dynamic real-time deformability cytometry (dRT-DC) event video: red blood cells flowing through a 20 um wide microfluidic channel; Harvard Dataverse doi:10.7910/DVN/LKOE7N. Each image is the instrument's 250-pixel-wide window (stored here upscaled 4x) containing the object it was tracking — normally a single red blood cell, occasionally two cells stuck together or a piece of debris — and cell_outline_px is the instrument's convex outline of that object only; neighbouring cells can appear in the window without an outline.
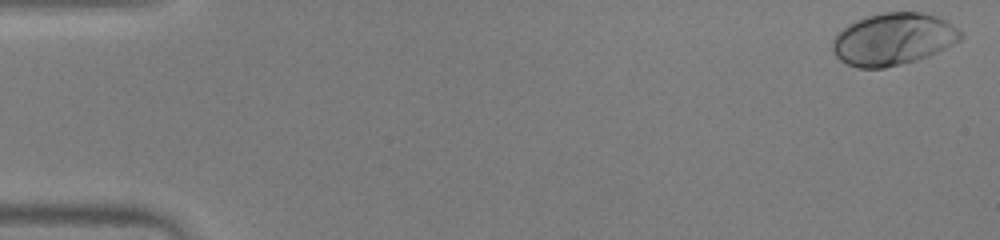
{"species": "human", "species_latin": "Homo sapiens", "temperature_condition": "warm", "stored_images_in_passage": 52, "camera_frame_rate_fps": 3000, "um_per_image_px": 0.085, "donor": {"sex": "male"}, "frame": {"image": 1, "passage_image": 1, "time_ms": 0.0, "image_size_px": [1000, 240], "cell_outline_px": [[964, 36], [960, 40], [928, 56], [916, 60], [884, 68], [856, 68], [840, 60], [836, 56], [832, 48], [832, 40], [848, 24], [856, 20], [880, 12], [920, 12], [936, 16], [952, 24], [964, 32]], "centroid_in_image_um": [75.93, 3.32], "position_along_channel_um": 9.1, "area_um2": 38.78}}
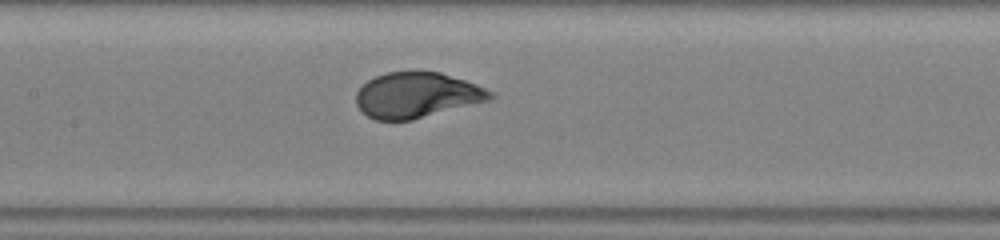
{"frame": {"image": 2, "passage_image": 25, "time_ms": 8.0, "image_size_px": [1000, 240], "cell_outline_px": [[496, 96], [492, 100], [412, 120], [376, 120], [360, 112], [356, 104], [356, 92], [368, 80], [384, 72], [440, 72], [476, 84], [496, 92]], "centroid_in_image_um": [35.46, 8.1], "position_along_channel_um": 171.9, "area_um2": 35.78}}
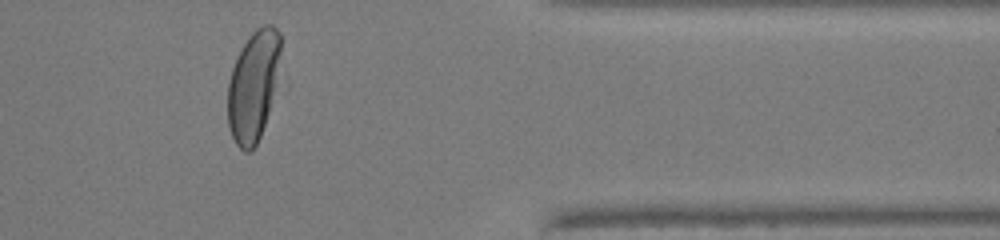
{"frame": {"image": 3, "passage_image": 43, "time_ms": 14.0, "image_size_px": [1000, 240], "cell_outline_px": [[288, 88], [252, 152], [244, 152], [236, 144], [228, 128], [228, 84], [232, 68], [244, 44], [252, 32], [256, 28], [264, 24], [272, 24], [280, 32], [288, 80]], "centroid_in_image_um": [21.78, 7.32], "position_along_channel_um": 389.6, "area_um2": 38.55}, "authors_computed_cell_mechanics": {"area_um2": 37.1654, "velocity_mm_per_s": 3.9547, "shape_relaxation_time_tau1_ms": 2.5561, "shape_relaxation_time_tau2_ms": null, "deformation_change_tau1": 0.195, "deformation_change_tau2": null}}